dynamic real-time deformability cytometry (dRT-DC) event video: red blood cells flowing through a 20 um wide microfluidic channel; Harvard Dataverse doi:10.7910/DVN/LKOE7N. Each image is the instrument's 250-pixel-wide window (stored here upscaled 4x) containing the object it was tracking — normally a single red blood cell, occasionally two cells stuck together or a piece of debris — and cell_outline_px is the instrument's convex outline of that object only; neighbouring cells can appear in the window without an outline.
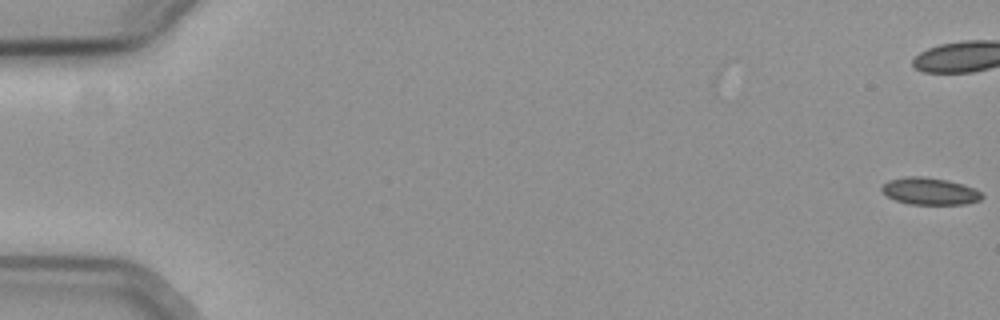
{"species": "common noctule bat (a hibernating species)", "species_latin": "Nyctalus noctula", "temperature_condition": "cold", "stored_images_in_passage": 11, "camera_frame_rate_fps": 3000, "um_per_image_px": 0.085, "animal": {"sex": "female", "body_mass_g": 19.3, "forearm_length_mm": 54.1}, "frame": {"image": 1, "passage_image": 1, "time_ms": 0.0, "image_size_px": [1000, 320], "cell_outline_px": [[984, 196], [980, 200], [964, 204], [908, 204], [896, 200], [888, 196], [880, 188], [888, 180], [904, 176], [924, 176], [948, 180], [972, 188], [980, 192]], "centroid_in_image_um": [79.0, 16.24], "position_along_channel_um": 6.0, "area_um2": 15.66}}